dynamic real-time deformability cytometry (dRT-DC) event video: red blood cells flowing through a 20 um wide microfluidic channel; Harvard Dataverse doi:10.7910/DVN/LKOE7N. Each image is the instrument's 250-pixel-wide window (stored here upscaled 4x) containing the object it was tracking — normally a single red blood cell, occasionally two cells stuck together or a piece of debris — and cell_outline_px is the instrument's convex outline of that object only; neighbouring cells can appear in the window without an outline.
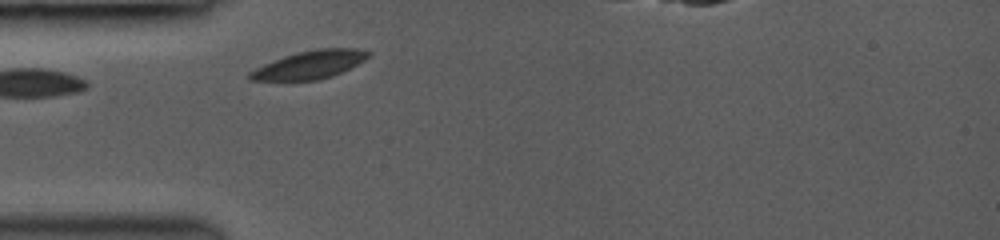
{"species": "common noctule bat (a hibernating species)", "species_latin": "Nyctalus noctula", "temperature_condition": "room temperature", "stored_images_in_passage": 34, "camera_frame_rate_fps": 3000, "um_per_image_px": 0.085, "animal": {"sex": "female", "body_mass_g": 19.0, "forearm_length_mm": 53.3}, "frame": {"image": 1, "passage_image": 1, "time_ms": 0.0, "image_size_px": [1000, 240], "cell_outline_px": [[372, 52], [364, 60], [332, 76], [316, 80], [248, 80], [248, 72], [264, 64], [284, 56], [296, 52], [316, 48], [356, 48]], "centroid_in_image_um": [26.31, 5.49], "position_along_channel_um": 58.7, "area_um2": 19.19}}
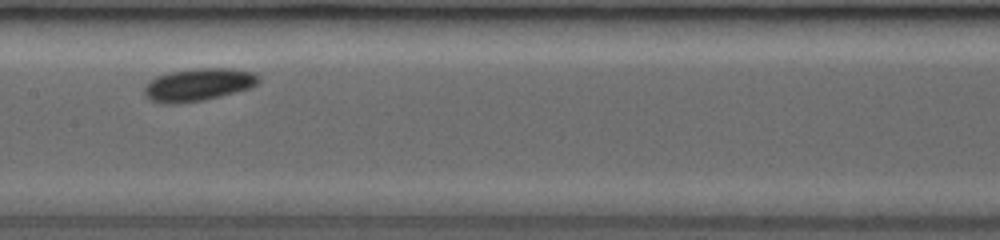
{"frame": {"image": 2, "passage_image": 11, "time_ms": 3.333, "image_size_px": [1000, 240], "cell_outline_px": [[260, 80], [252, 88], [204, 100], [176, 104], [164, 104], [148, 100], [144, 96], [144, 84], [156, 76], [168, 72], [196, 68], [232, 68], [256, 72], [260, 76]], "centroid_in_image_um": [16.84, 7.19], "position_along_channel_um": 190.6, "area_um2": 22.25}}
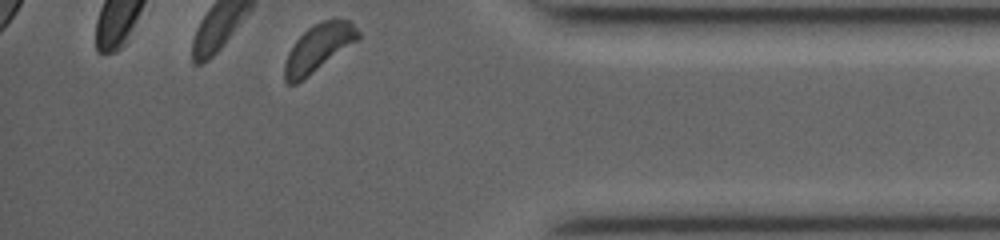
{"frame": {"image": 3, "passage_image": 34, "time_ms": 9.0, "image_size_px": [1000, 240], "cell_outline_px": [[360, 36], [356, 40], [308, 76], [296, 84], [288, 84], [284, 80], [284, 64], [288, 52], [296, 40], [308, 28], [332, 16], [336, 16], [348, 20], [360, 32]], "centroid_in_image_um": [27.04, 4.04], "position_along_channel_um": 408.2, "area_um2": 20.0}, "authors_computed_cell_mechanics": {"area_um2": 20.1144, "velocity_mm_per_s": 4.057, "shape_relaxation_time_tau1_ms": 1.7233, "shape_relaxation_time_tau2_ms": 1.3544, "deformation_change_tau1": 0.0503, "deformation_change_tau2": 0.0613}}